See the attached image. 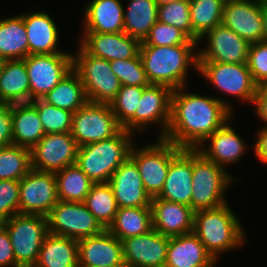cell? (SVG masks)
Returning a JSON list of instances; mask_svg holds the SVG:
<instances>
[{
  "instance_id": "1",
  "label": "cell",
  "mask_w": 267,
  "mask_h": 267,
  "mask_svg": "<svg viewBox=\"0 0 267 267\" xmlns=\"http://www.w3.org/2000/svg\"><path fill=\"white\" fill-rule=\"evenodd\" d=\"M173 90L171 118L164 139L177 147L196 149L233 117V106L224 98Z\"/></svg>"
},
{
  "instance_id": "2",
  "label": "cell",
  "mask_w": 267,
  "mask_h": 267,
  "mask_svg": "<svg viewBox=\"0 0 267 267\" xmlns=\"http://www.w3.org/2000/svg\"><path fill=\"white\" fill-rule=\"evenodd\" d=\"M197 47L198 45L140 46L139 55L149 82L172 90L186 87L189 69L198 70Z\"/></svg>"
},
{
  "instance_id": "3",
  "label": "cell",
  "mask_w": 267,
  "mask_h": 267,
  "mask_svg": "<svg viewBox=\"0 0 267 267\" xmlns=\"http://www.w3.org/2000/svg\"><path fill=\"white\" fill-rule=\"evenodd\" d=\"M228 205L227 202L194 213L193 233L216 262L222 253L240 248L247 240L240 219Z\"/></svg>"
},
{
  "instance_id": "4",
  "label": "cell",
  "mask_w": 267,
  "mask_h": 267,
  "mask_svg": "<svg viewBox=\"0 0 267 267\" xmlns=\"http://www.w3.org/2000/svg\"><path fill=\"white\" fill-rule=\"evenodd\" d=\"M134 134L123 128L113 137L78 148L76 165L93 183H108L130 157Z\"/></svg>"
},
{
  "instance_id": "5",
  "label": "cell",
  "mask_w": 267,
  "mask_h": 267,
  "mask_svg": "<svg viewBox=\"0 0 267 267\" xmlns=\"http://www.w3.org/2000/svg\"><path fill=\"white\" fill-rule=\"evenodd\" d=\"M228 171L193 149L191 208L195 212L227 203L225 192L236 179Z\"/></svg>"
},
{
  "instance_id": "6",
  "label": "cell",
  "mask_w": 267,
  "mask_h": 267,
  "mask_svg": "<svg viewBox=\"0 0 267 267\" xmlns=\"http://www.w3.org/2000/svg\"><path fill=\"white\" fill-rule=\"evenodd\" d=\"M72 54L73 70L80 77L88 101L110 105L122 86L110 61L88 54L79 44Z\"/></svg>"
},
{
  "instance_id": "7",
  "label": "cell",
  "mask_w": 267,
  "mask_h": 267,
  "mask_svg": "<svg viewBox=\"0 0 267 267\" xmlns=\"http://www.w3.org/2000/svg\"><path fill=\"white\" fill-rule=\"evenodd\" d=\"M1 224L10 236L15 267H33L49 233L47 217L18 213Z\"/></svg>"
},
{
  "instance_id": "8",
  "label": "cell",
  "mask_w": 267,
  "mask_h": 267,
  "mask_svg": "<svg viewBox=\"0 0 267 267\" xmlns=\"http://www.w3.org/2000/svg\"><path fill=\"white\" fill-rule=\"evenodd\" d=\"M133 144L130 158L136 163L144 188L151 198L163 189L171 160L183 149L164 138L138 147ZM138 147V149H137Z\"/></svg>"
},
{
  "instance_id": "9",
  "label": "cell",
  "mask_w": 267,
  "mask_h": 267,
  "mask_svg": "<svg viewBox=\"0 0 267 267\" xmlns=\"http://www.w3.org/2000/svg\"><path fill=\"white\" fill-rule=\"evenodd\" d=\"M196 72L222 92V95L236 97L243 103L252 104L259 88L247 63L198 62Z\"/></svg>"
},
{
  "instance_id": "10",
  "label": "cell",
  "mask_w": 267,
  "mask_h": 267,
  "mask_svg": "<svg viewBox=\"0 0 267 267\" xmlns=\"http://www.w3.org/2000/svg\"><path fill=\"white\" fill-rule=\"evenodd\" d=\"M121 129L111 105L88 101L73 113L70 133L80 147L109 139Z\"/></svg>"
},
{
  "instance_id": "11",
  "label": "cell",
  "mask_w": 267,
  "mask_h": 267,
  "mask_svg": "<svg viewBox=\"0 0 267 267\" xmlns=\"http://www.w3.org/2000/svg\"><path fill=\"white\" fill-rule=\"evenodd\" d=\"M173 90L164 85L150 84L145 87L134 117L123 127L130 133H144L149 125L159 127L158 138H164L171 118Z\"/></svg>"
},
{
  "instance_id": "12",
  "label": "cell",
  "mask_w": 267,
  "mask_h": 267,
  "mask_svg": "<svg viewBox=\"0 0 267 267\" xmlns=\"http://www.w3.org/2000/svg\"><path fill=\"white\" fill-rule=\"evenodd\" d=\"M72 52L28 55L23 60L30 84V102L49 93L73 70Z\"/></svg>"
},
{
  "instance_id": "13",
  "label": "cell",
  "mask_w": 267,
  "mask_h": 267,
  "mask_svg": "<svg viewBox=\"0 0 267 267\" xmlns=\"http://www.w3.org/2000/svg\"><path fill=\"white\" fill-rule=\"evenodd\" d=\"M49 233L75 240L101 233L104 228L83 202L58 201L47 216Z\"/></svg>"
},
{
  "instance_id": "14",
  "label": "cell",
  "mask_w": 267,
  "mask_h": 267,
  "mask_svg": "<svg viewBox=\"0 0 267 267\" xmlns=\"http://www.w3.org/2000/svg\"><path fill=\"white\" fill-rule=\"evenodd\" d=\"M19 213L47 217L58 200L57 180L53 172L31 169L19 181Z\"/></svg>"
},
{
  "instance_id": "15",
  "label": "cell",
  "mask_w": 267,
  "mask_h": 267,
  "mask_svg": "<svg viewBox=\"0 0 267 267\" xmlns=\"http://www.w3.org/2000/svg\"><path fill=\"white\" fill-rule=\"evenodd\" d=\"M78 148L70 132L45 134L30 149L32 169L56 173L76 164Z\"/></svg>"
},
{
  "instance_id": "16",
  "label": "cell",
  "mask_w": 267,
  "mask_h": 267,
  "mask_svg": "<svg viewBox=\"0 0 267 267\" xmlns=\"http://www.w3.org/2000/svg\"><path fill=\"white\" fill-rule=\"evenodd\" d=\"M204 38L207 46L198 50V62L247 63L251 44L222 23L206 32L198 46Z\"/></svg>"
},
{
  "instance_id": "17",
  "label": "cell",
  "mask_w": 267,
  "mask_h": 267,
  "mask_svg": "<svg viewBox=\"0 0 267 267\" xmlns=\"http://www.w3.org/2000/svg\"><path fill=\"white\" fill-rule=\"evenodd\" d=\"M222 24L250 44L262 41L263 2L261 0H226Z\"/></svg>"
},
{
  "instance_id": "18",
  "label": "cell",
  "mask_w": 267,
  "mask_h": 267,
  "mask_svg": "<svg viewBox=\"0 0 267 267\" xmlns=\"http://www.w3.org/2000/svg\"><path fill=\"white\" fill-rule=\"evenodd\" d=\"M170 237L152 229L148 233L121 240L123 260L132 267H165Z\"/></svg>"
},
{
  "instance_id": "19",
  "label": "cell",
  "mask_w": 267,
  "mask_h": 267,
  "mask_svg": "<svg viewBox=\"0 0 267 267\" xmlns=\"http://www.w3.org/2000/svg\"><path fill=\"white\" fill-rule=\"evenodd\" d=\"M79 44L88 54L113 61L139 55L141 41L120 33H81Z\"/></svg>"
},
{
  "instance_id": "20",
  "label": "cell",
  "mask_w": 267,
  "mask_h": 267,
  "mask_svg": "<svg viewBox=\"0 0 267 267\" xmlns=\"http://www.w3.org/2000/svg\"><path fill=\"white\" fill-rule=\"evenodd\" d=\"M232 119H229L196 148L207 160L215 162L225 170H227V165L238 163L249 146L230 125Z\"/></svg>"
},
{
  "instance_id": "21",
  "label": "cell",
  "mask_w": 267,
  "mask_h": 267,
  "mask_svg": "<svg viewBox=\"0 0 267 267\" xmlns=\"http://www.w3.org/2000/svg\"><path fill=\"white\" fill-rule=\"evenodd\" d=\"M108 183L118 208L151 207L152 198L146 192L138 167L130 157L114 171Z\"/></svg>"
},
{
  "instance_id": "22",
  "label": "cell",
  "mask_w": 267,
  "mask_h": 267,
  "mask_svg": "<svg viewBox=\"0 0 267 267\" xmlns=\"http://www.w3.org/2000/svg\"><path fill=\"white\" fill-rule=\"evenodd\" d=\"M152 228L164 236L175 237L193 232L195 211L185 204L152 198Z\"/></svg>"
},
{
  "instance_id": "23",
  "label": "cell",
  "mask_w": 267,
  "mask_h": 267,
  "mask_svg": "<svg viewBox=\"0 0 267 267\" xmlns=\"http://www.w3.org/2000/svg\"><path fill=\"white\" fill-rule=\"evenodd\" d=\"M193 149L183 148L170 162L163 189L157 198L191 207Z\"/></svg>"
},
{
  "instance_id": "24",
  "label": "cell",
  "mask_w": 267,
  "mask_h": 267,
  "mask_svg": "<svg viewBox=\"0 0 267 267\" xmlns=\"http://www.w3.org/2000/svg\"><path fill=\"white\" fill-rule=\"evenodd\" d=\"M79 267L115 265L123 261L121 241L107 229L78 240Z\"/></svg>"
},
{
  "instance_id": "25",
  "label": "cell",
  "mask_w": 267,
  "mask_h": 267,
  "mask_svg": "<svg viewBox=\"0 0 267 267\" xmlns=\"http://www.w3.org/2000/svg\"><path fill=\"white\" fill-rule=\"evenodd\" d=\"M28 37L29 55L65 53L59 50V28L52 17L35 10L23 14Z\"/></svg>"
},
{
  "instance_id": "26",
  "label": "cell",
  "mask_w": 267,
  "mask_h": 267,
  "mask_svg": "<svg viewBox=\"0 0 267 267\" xmlns=\"http://www.w3.org/2000/svg\"><path fill=\"white\" fill-rule=\"evenodd\" d=\"M121 0H90L84 7L83 33L124 32Z\"/></svg>"
},
{
  "instance_id": "27",
  "label": "cell",
  "mask_w": 267,
  "mask_h": 267,
  "mask_svg": "<svg viewBox=\"0 0 267 267\" xmlns=\"http://www.w3.org/2000/svg\"><path fill=\"white\" fill-rule=\"evenodd\" d=\"M216 263L193 232L170 237L165 267H215Z\"/></svg>"
},
{
  "instance_id": "28",
  "label": "cell",
  "mask_w": 267,
  "mask_h": 267,
  "mask_svg": "<svg viewBox=\"0 0 267 267\" xmlns=\"http://www.w3.org/2000/svg\"><path fill=\"white\" fill-rule=\"evenodd\" d=\"M30 103V84L25 61L6 60L0 75V104Z\"/></svg>"
},
{
  "instance_id": "29",
  "label": "cell",
  "mask_w": 267,
  "mask_h": 267,
  "mask_svg": "<svg viewBox=\"0 0 267 267\" xmlns=\"http://www.w3.org/2000/svg\"><path fill=\"white\" fill-rule=\"evenodd\" d=\"M13 144L31 149L45 135L37 109L31 103L12 104Z\"/></svg>"
},
{
  "instance_id": "30",
  "label": "cell",
  "mask_w": 267,
  "mask_h": 267,
  "mask_svg": "<svg viewBox=\"0 0 267 267\" xmlns=\"http://www.w3.org/2000/svg\"><path fill=\"white\" fill-rule=\"evenodd\" d=\"M33 267H79L78 240L48 233Z\"/></svg>"
},
{
  "instance_id": "31",
  "label": "cell",
  "mask_w": 267,
  "mask_h": 267,
  "mask_svg": "<svg viewBox=\"0 0 267 267\" xmlns=\"http://www.w3.org/2000/svg\"><path fill=\"white\" fill-rule=\"evenodd\" d=\"M29 55L23 14L0 18V58L22 60Z\"/></svg>"
},
{
  "instance_id": "32",
  "label": "cell",
  "mask_w": 267,
  "mask_h": 267,
  "mask_svg": "<svg viewBox=\"0 0 267 267\" xmlns=\"http://www.w3.org/2000/svg\"><path fill=\"white\" fill-rule=\"evenodd\" d=\"M43 102L70 112H76L87 102V96L79 75L72 70L49 93Z\"/></svg>"
},
{
  "instance_id": "33",
  "label": "cell",
  "mask_w": 267,
  "mask_h": 267,
  "mask_svg": "<svg viewBox=\"0 0 267 267\" xmlns=\"http://www.w3.org/2000/svg\"><path fill=\"white\" fill-rule=\"evenodd\" d=\"M151 207L118 208L108 231L120 241L143 235L152 230Z\"/></svg>"
},
{
  "instance_id": "34",
  "label": "cell",
  "mask_w": 267,
  "mask_h": 267,
  "mask_svg": "<svg viewBox=\"0 0 267 267\" xmlns=\"http://www.w3.org/2000/svg\"><path fill=\"white\" fill-rule=\"evenodd\" d=\"M124 10V33L141 42L158 21V4L155 0H130Z\"/></svg>"
},
{
  "instance_id": "35",
  "label": "cell",
  "mask_w": 267,
  "mask_h": 267,
  "mask_svg": "<svg viewBox=\"0 0 267 267\" xmlns=\"http://www.w3.org/2000/svg\"><path fill=\"white\" fill-rule=\"evenodd\" d=\"M58 200L64 202H84L93 182L76 165H70L55 173Z\"/></svg>"
},
{
  "instance_id": "36",
  "label": "cell",
  "mask_w": 267,
  "mask_h": 267,
  "mask_svg": "<svg viewBox=\"0 0 267 267\" xmlns=\"http://www.w3.org/2000/svg\"><path fill=\"white\" fill-rule=\"evenodd\" d=\"M226 0H190V19L193 40L199 39L209 30L222 23Z\"/></svg>"
},
{
  "instance_id": "37",
  "label": "cell",
  "mask_w": 267,
  "mask_h": 267,
  "mask_svg": "<svg viewBox=\"0 0 267 267\" xmlns=\"http://www.w3.org/2000/svg\"><path fill=\"white\" fill-rule=\"evenodd\" d=\"M104 229L113 223L118 205L109 183H94L83 202Z\"/></svg>"
},
{
  "instance_id": "38",
  "label": "cell",
  "mask_w": 267,
  "mask_h": 267,
  "mask_svg": "<svg viewBox=\"0 0 267 267\" xmlns=\"http://www.w3.org/2000/svg\"><path fill=\"white\" fill-rule=\"evenodd\" d=\"M31 169L29 148L14 144L0 148V180L20 181Z\"/></svg>"
},
{
  "instance_id": "39",
  "label": "cell",
  "mask_w": 267,
  "mask_h": 267,
  "mask_svg": "<svg viewBox=\"0 0 267 267\" xmlns=\"http://www.w3.org/2000/svg\"><path fill=\"white\" fill-rule=\"evenodd\" d=\"M30 103L37 109L45 134L71 131L73 112L48 105L41 99Z\"/></svg>"
},
{
  "instance_id": "40",
  "label": "cell",
  "mask_w": 267,
  "mask_h": 267,
  "mask_svg": "<svg viewBox=\"0 0 267 267\" xmlns=\"http://www.w3.org/2000/svg\"><path fill=\"white\" fill-rule=\"evenodd\" d=\"M198 45L185 32L174 26L157 21L140 46Z\"/></svg>"
},
{
  "instance_id": "41",
  "label": "cell",
  "mask_w": 267,
  "mask_h": 267,
  "mask_svg": "<svg viewBox=\"0 0 267 267\" xmlns=\"http://www.w3.org/2000/svg\"><path fill=\"white\" fill-rule=\"evenodd\" d=\"M158 21L181 29L193 40L190 0H176L159 5Z\"/></svg>"
},
{
  "instance_id": "42",
  "label": "cell",
  "mask_w": 267,
  "mask_h": 267,
  "mask_svg": "<svg viewBox=\"0 0 267 267\" xmlns=\"http://www.w3.org/2000/svg\"><path fill=\"white\" fill-rule=\"evenodd\" d=\"M145 87L122 85L110 104L118 124L123 128L133 117Z\"/></svg>"
},
{
  "instance_id": "43",
  "label": "cell",
  "mask_w": 267,
  "mask_h": 267,
  "mask_svg": "<svg viewBox=\"0 0 267 267\" xmlns=\"http://www.w3.org/2000/svg\"><path fill=\"white\" fill-rule=\"evenodd\" d=\"M111 70L119 78L121 85L147 87L149 82L140 55L130 59L110 61Z\"/></svg>"
},
{
  "instance_id": "44",
  "label": "cell",
  "mask_w": 267,
  "mask_h": 267,
  "mask_svg": "<svg viewBox=\"0 0 267 267\" xmlns=\"http://www.w3.org/2000/svg\"><path fill=\"white\" fill-rule=\"evenodd\" d=\"M247 66L254 82L260 86L267 85V43L260 41L250 45Z\"/></svg>"
},
{
  "instance_id": "45",
  "label": "cell",
  "mask_w": 267,
  "mask_h": 267,
  "mask_svg": "<svg viewBox=\"0 0 267 267\" xmlns=\"http://www.w3.org/2000/svg\"><path fill=\"white\" fill-rule=\"evenodd\" d=\"M19 181L0 180V223L19 213Z\"/></svg>"
},
{
  "instance_id": "46",
  "label": "cell",
  "mask_w": 267,
  "mask_h": 267,
  "mask_svg": "<svg viewBox=\"0 0 267 267\" xmlns=\"http://www.w3.org/2000/svg\"><path fill=\"white\" fill-rule=\"evenodd\" d=\"M12 144V104H0V148Z\"/></svg>"
},
{
  "instance_id": "47",
  "label": "cell",
  "mask_w": 267,
  "mask_h": 267,
  "mask_svg": "<svg viewBox=\"0 0 267 267\" xmlns=\"http://www.w3.org/2000/svg\"><path fill=\"white\" fill-rule=\"evenodd\" d=\"M0 267H15L14 250L8 231L0 223Z\"/></svg>"
},
{
  "instance_id": "48",
  "label": "cell",
  "mask_w": 267,
  "mask_h": 267,
  "mask_svg": "<svg viewBox=\"0 0 267 267\" xmlns=\"http://www.w3.org/2000/svg\"><path fill=\"white\" fill-rule=\"evenodd\" d=\"M252 105L255 106L254 112L257 114L256 116L267 126V85L258 88Z\"/></svg>"
},
{
  "instance_id": "49",
  "label": "cell",
  "mask_w": 267,
  "mask_h": 267,
  "mask_svg": "<svg viewBox=\"0 0 267 267\" xmlns=\"http://www.w3.org/2000/svg\"><path fill=\"white\" fill-rule=\"evenodd\" d=\"M256 141L251 146L254 149L255 156L262 162V164H267V126H262L257 131Z\"/></svg>"
},
{
  "instance_id": "50",
  "label": "cell",
  "mask_w": 267,
  "mask_h": 267,
  "mask_svg": "<svg viewBox=\"0 0 267 267\" xmlns=\"http://www.w3.org/2000/svg\"><path fill=\"white\" fill-rule=\"evenodd\" d=\"M263 23H264V28H263L262 41L267 43V4L264 3H263Z\"/></svg>"
},
{
  "instance_id": "51",
  "label": "cell",
  "mask_w": 267,
  "mask_h": 267,
  "mask_svg": "<svg viewBox=\"0 0 267 267\" xmlns=\"http://www.w3.org/2000/svg\"><path fill=\"white\" fill-rule=\"evenodd\" d=\"M99 267H132L128 262H126L125 260L121 261L118 264L115 265H108V266H99Z\"/></svg>"
},
{
  "instance_id": "52",
  "label": "cell",
  "mask_w": 267,
  "mask_h": 267,
  "mask_svg": "<svg viewBox=\"0 0 267 267\" xmlns=\"http://www.w3.org/2000/svg\"><path fill=\"white\" fill-rule=\"evenodd\" d=\"M155 1L159 6V5H162V4L171 3V2L176 1V0H155Z\"/></svg>"
},
{
  "instance_id": "53",
  "label": "cell",
  "mask_w": 267,
  "mask_h": 267,
  "mask_svg": "<svg viewBox=\"0 0 267 267\" xmlns=\"http://www.w3.org/2000/svg\"><path fill=\"white\" fill-rule=\"evenodd\" d=\"M5 59L3 58H0V75L2 74V71H3V67L5 65Z\"/></svg>"
},
{
  "instance_id": "54",
  "label": "cell",
  "mask_w": 267,
  "mask_h": 267,
  "mask_svg": "<svg viewBox=\"0 0 267 267\" xmlns=\"http://www.w3.org/2000/svg\"><path fill=\"white\" fill-rule=\"evenodd\" d=\"M264 4H267V0H261Z\"/></svg>"
}]
</instances>
